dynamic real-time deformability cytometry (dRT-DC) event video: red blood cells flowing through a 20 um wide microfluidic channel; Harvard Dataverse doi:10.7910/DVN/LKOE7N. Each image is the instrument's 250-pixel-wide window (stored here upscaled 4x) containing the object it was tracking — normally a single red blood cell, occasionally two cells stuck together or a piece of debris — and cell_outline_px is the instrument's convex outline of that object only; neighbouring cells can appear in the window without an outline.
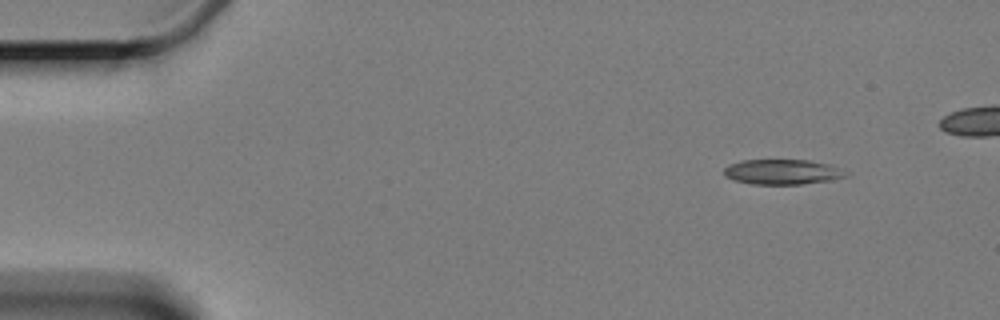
{"species": "Egyptian fruit bat (a non-hibernating species)", "species_latin": "Rousettus aegyptiacus", "temperature_condition": "cold", "stored_images_in_passage": 4, "camera_frame_rate_fps": 3000, "um_per_image_px": 0.085, "animal": {"sex": "female"}, "frame": {"image": 1, "passage_image": 1, "time_ms": 0.0, "image_size_px": [1000, 320], "cell_outline_px": [[844, 176], [832, 180], [800, 184], [752, 184], [732, 180], [724, 176], [724, 168], [728, 164], [740, 160], [808, 160], [828, 164], [844, 168]], "centroid_in_image_um": [66.44, 14.61], "position_along_channel_um": 18.6, "area_um2": 17.86}}
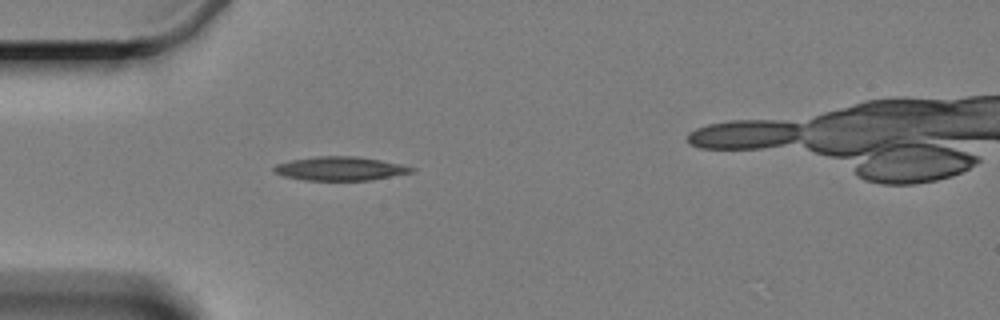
{"frame": {"image": 2, "passage_image": 4, "time_ms": 3.667, "image_size_px": [1000, 320], "cell_outline_px": [[416, 172], [368, 180], [304, 180], [284, 176], [272, 172], [272, 168], [276, 164], [292, 160], [316, 156], [356, 156], [380, 160], [400, 164], [416, 168]], "centroid_in_image_um": [28.91, 14.33], "position_along_channel_um": 56.1, "area_um2": 19.07}}